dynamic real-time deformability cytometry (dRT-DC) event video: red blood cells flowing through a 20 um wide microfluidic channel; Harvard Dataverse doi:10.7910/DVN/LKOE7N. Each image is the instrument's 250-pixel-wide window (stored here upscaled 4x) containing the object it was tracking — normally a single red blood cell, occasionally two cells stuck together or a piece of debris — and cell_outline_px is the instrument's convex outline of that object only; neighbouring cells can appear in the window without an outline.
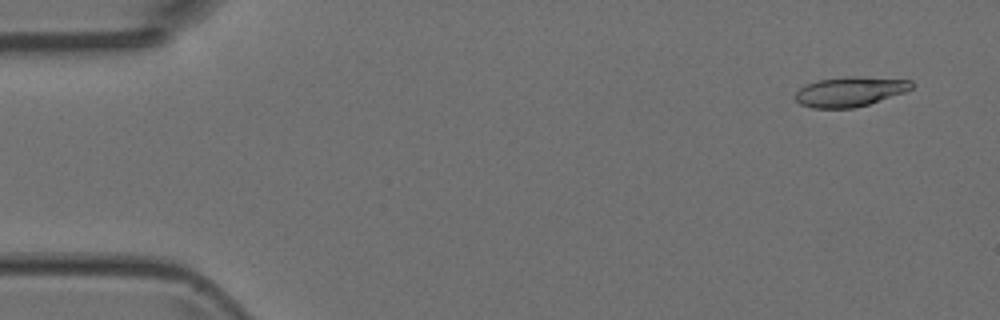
{"species": "Egyptian fruit bat (a non-hibernating species)", "species_latin": "Rousettus aegyptiacus", "temperature_condition": "room temperature", "stored_images_in_passage": 7, "camera_frame_rate_fps": 3000, "um_per_image_px": 0.085, "animal": {"sex": "female"}, "frame": {"image": 1, "passage_image": 1, "time_ms": 0.0, "image_size_px": [1000, 320], "cell_outline_px": [[912, 88], [904, 92], [868, 104], [852, 108], [812, 108], [800, 104], [792, 96], [800, 88], [816, 80], [844, 76], [856, 76], [912, 80]], "centroid_in_image_um": [72.2, 7.78], "position_along_channel_um": 12.8, "area_um2": 20.17}}
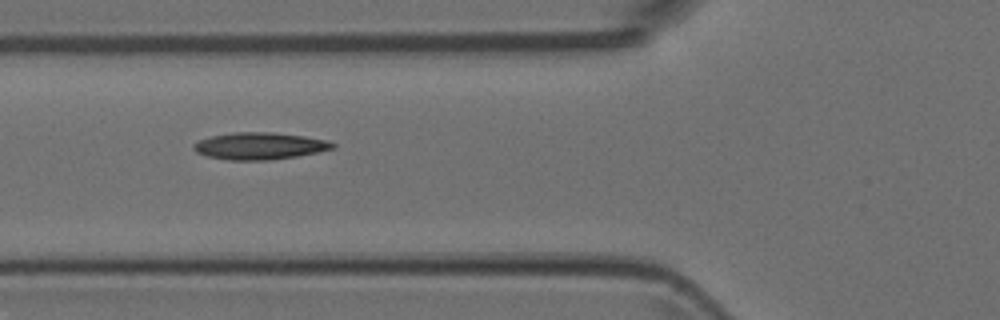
{"frame": {"image": 2, "passage_image": 5, "time_ms": 1.333, "image_size_px": [1000, 320], "cell_outline_px": [[336, 148], [320, 152], [296, 156], [268, 160], [228, 160], [208, 156], [196, 152], [192, 148], [192, 144], [200, 140], [212, 136], [232, 132], [272, 132], [304, 136], [328, 140], [336, 144]], "centroid_in_image_um": [22.09, 12.4], "position_along_channel_um": 103.7, "area_um2": 21.96}}
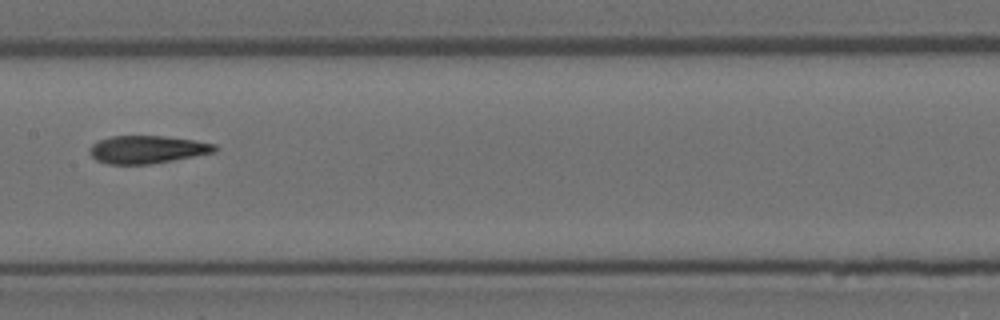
{"frame": {"image": 3, "passage_image": 7, "time_ms": 2.0, "image_size_px": [1000, 320], "cell_outline_px": [[220, 148], [216, 152], [148, 164], [108, 164], [96, 160], [88, 152], [88, 148], [96, 140], [112, 136], [164, 136], [192, 140], [216, 144]], "centroid_in_image_um": [12.48, 12.7], "position_along_channel_um": 194.9, "area_um2": 20.29}}